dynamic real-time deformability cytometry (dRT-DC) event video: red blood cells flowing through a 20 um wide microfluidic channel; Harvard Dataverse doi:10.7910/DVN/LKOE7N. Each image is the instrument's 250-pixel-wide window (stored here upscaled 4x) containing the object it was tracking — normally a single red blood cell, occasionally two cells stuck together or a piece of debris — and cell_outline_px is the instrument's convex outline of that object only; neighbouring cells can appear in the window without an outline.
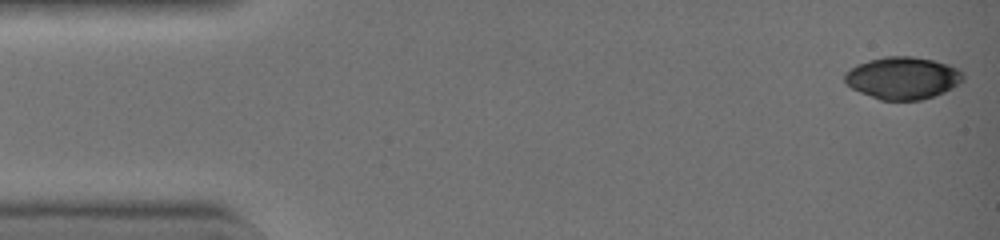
{"species": "common noctule bat (a hibernating species)", "species_latin": "Nyctalus noctula", "temperature_condition": "warm", "stored_images_in_passage": 6, "camera_frame_rate_fps": 3000, "um_per_image_px": 0.085, "animal": {"sex": "female", "body_mass_g": 19.0, "forearm_length_mm": 51.5}, "frame": {"image": 1, "passage_image": 1, "time_ms": 0.0, "image_size_px": [1000, 240], "cell_outline_px": [[964, 80], [944, 92], [920, 100], [880, 100], [860, 92], [852, 88], [844, 80], [844, 72], [856, 64], [868, 60], [884, 56], [912, 56], [932, 60], [948, 64], [960, 68], [964, 72]], "centroid_in_image_um": [76.73, 6.61], "position_along_channel_um": 8.3, "area_um2": 29.3}}
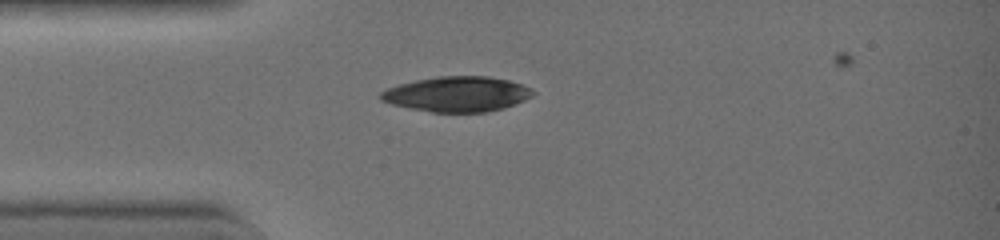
{"frame": {"image": 2, "passage_image": 5, "time_ms": 1.333, "image_size_px": [1000, 240], "cell_outline_px": [[536, 92], [532, 96], [524, 100], [500, 108], [484, 112], [432, 112], [392, 104], [380, 100], [380, 92], [388, 88], [400, 84], [416, 80], [436, 76], [488, 76], [508, 80], [532, 88]], "centroid_in_image_um": [38.85, 7.98], "position_along_channel_um": 46.2, "area_um2": 30.87}}